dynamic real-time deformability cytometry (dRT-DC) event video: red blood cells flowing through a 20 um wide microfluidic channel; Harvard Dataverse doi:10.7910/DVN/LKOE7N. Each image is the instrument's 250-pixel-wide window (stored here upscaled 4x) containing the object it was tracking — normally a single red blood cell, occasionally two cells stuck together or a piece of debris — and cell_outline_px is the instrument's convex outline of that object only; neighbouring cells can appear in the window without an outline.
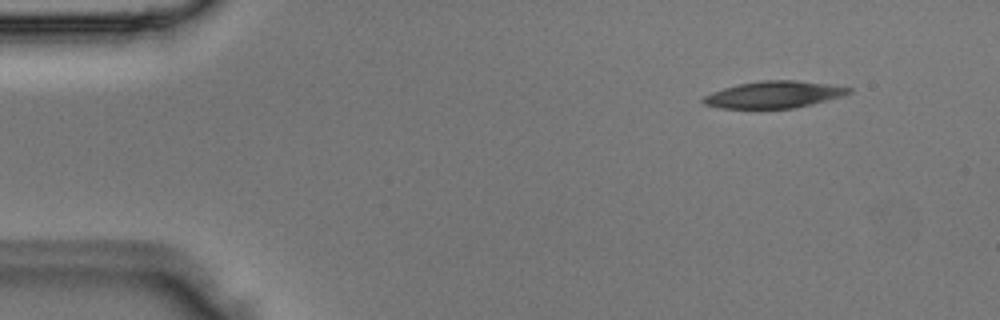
{"species": "Egyptian fruit bat (a non-hibernating species)", "species_latin": "Rousettus aegyptiacus", "temperature_condition": "room temperature", "stored_images_in_passage": 3, "camera_frame_rate_fps": 3000, "um_per_image_px": 0.085, "animal": {"sex": "male"}, "frame": {"image": 1, "passage_image": 1, "time_ms": 0.0, "image_size_px": [1000, 320], "cell_outline_px": [[852, 92], [844, 96], [812, 104], [792, 108], [720, 108], [704, 104], [700, 100], [704, 96], [712, 92], [724, 88], [740, 84], [760, 80], [796, 80], [832, 84], [852, 88]], "centroid_in_image_um": [65.82, 8.03], "position_along_channel_um": 19.2, "area_um2": 22.83}}